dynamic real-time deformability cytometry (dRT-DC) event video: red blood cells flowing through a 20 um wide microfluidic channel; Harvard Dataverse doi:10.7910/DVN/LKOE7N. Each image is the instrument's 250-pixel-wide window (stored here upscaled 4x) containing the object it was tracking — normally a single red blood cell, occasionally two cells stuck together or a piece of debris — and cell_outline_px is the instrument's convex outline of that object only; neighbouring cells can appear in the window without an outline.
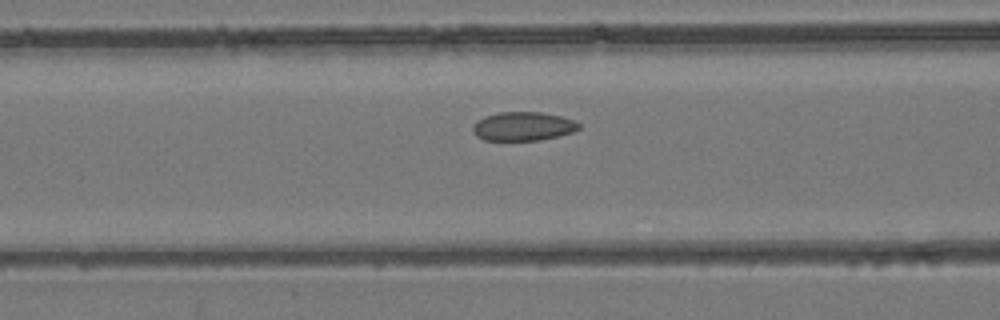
{"species": "common noctule bat (a hibernating species)", "species_latin": "Nyctalus noctula", "temperature_condition": "room temperature", "stored_images_in_passage": 44, "camera_frame_rate_fps": 3000, "um_per_image_px": 0.085, "animal": {"sex": "female", "body_mass_g": 24.6, "forearm_length_mm": 56.2}, "frame": {"image": 1, "passage_image": 15, "time_ms": 4.667, "image_size_px": [1000, 320], "cell_outline_px": [[580, 128], [572, 132], [560, 136], [540, 140], [484, 140], [476, 136], [472, 128], [476, 120], [484, 116], [500, 112], [540, 112], [560, 116], [572, 120], [580, 124]], "centroid_in_image_um": [44.44, 10.74], "position_along_channel_um": 122.2, "area_um2": 17.8}}
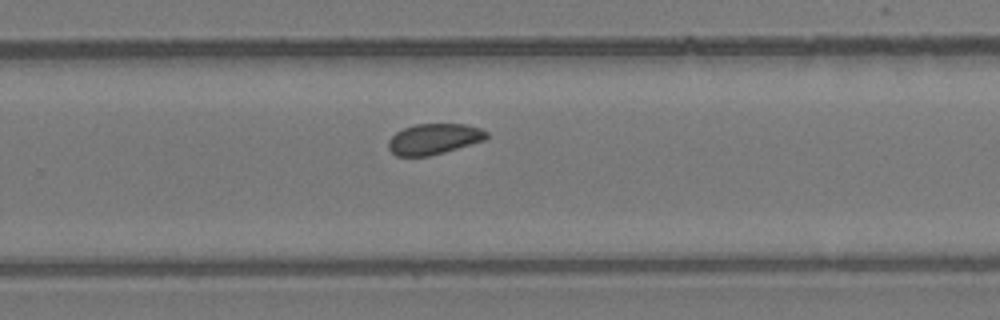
{"frame": {"image": 2, "passage_image": 27, "time_ms": 8.667, "image_size_px": [1000, 320], "cell_outline_px": [[488, 136], [484, 140], [444, 152], [428, 156], [396, 156], [388, 148], [388, 140], [396, 132], [404, 128], [416, 124], [468, 124], [480, 128], [488, 132]], "centroid_in_image_um": [36.88, 11.81], "position_along_channel_um": 292.9, "area_um2": 17.51}}
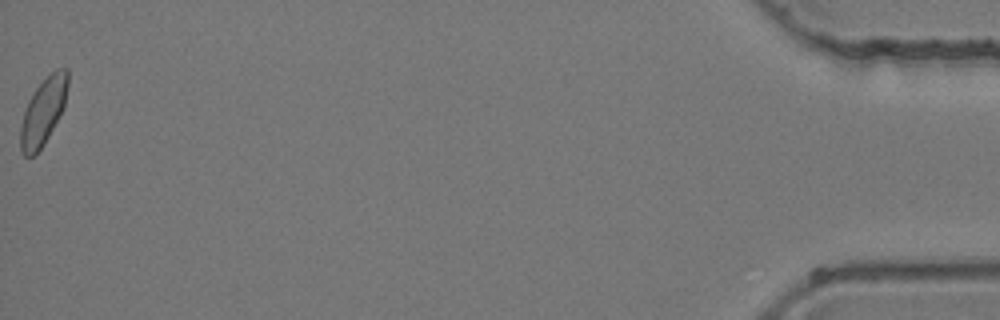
{"frame": {"image": 3, "passage_image": 44, "time_ms": 14.333, "image_size_px": [1000, 320], "cell_outline_px": [[68, 84], [64, 108], [60, 116], [44, 144], [32, 156], [24, 156], [20, 152], [20, 128], [24, 112], [28, 100], [36, 88], [56, 68], [68, 68]], "centroid_in_image_um": [3.68, 9.47], "position_along_channel_um": 431.5, "area_um2": 18.38}}